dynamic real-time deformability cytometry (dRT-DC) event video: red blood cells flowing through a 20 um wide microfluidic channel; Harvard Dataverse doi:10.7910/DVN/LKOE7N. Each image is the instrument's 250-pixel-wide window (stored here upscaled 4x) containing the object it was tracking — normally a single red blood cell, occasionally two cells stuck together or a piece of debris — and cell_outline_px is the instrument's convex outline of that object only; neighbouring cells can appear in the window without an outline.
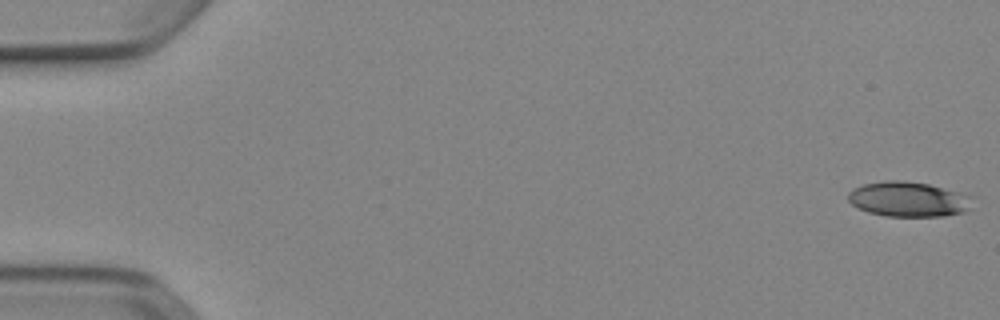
{"species": "Egyptian fruit bat (a non-hibernating species)", "species_latin": "Rousettus aegyptiacus", "temperature_condition": "cold", "stored_images_in_passage": 52, "camera_frame_rate_fps": 3000, "um_per_image_px": 0.085, "animal": {"sex": "female"}, "frame": {"image": 1, "passage_image": 1, "time_ms": 0.0, "image_size_px": [1000, 320], "cell_outline_px": [[972, 208], [964, 212], [944, 216], [884, 216], [868, 212], [852, 204], [848, 200], [848, 192], [852, 188], [864, 184], [884, 180], [904, 180], [928, 184], [972, 196]], "centroid_in_image_um": [77.21, 16.93], "position_along_channel_um": 7.8, "area_um2": 25.43}}
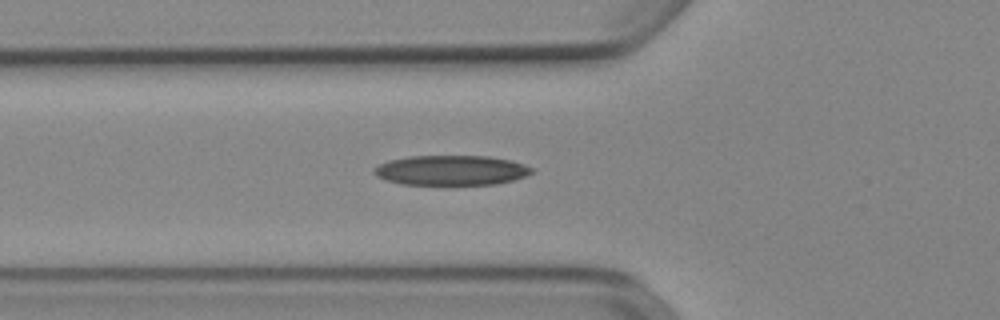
{"frame": {"image": 2, "passage_image": 19, "time_ms": 6.0, "image_size_px": [1000, 320], "cell_outline_px": [[536, 172], [512, 180], [496, 184], [404, 184], [384, 180], [376, 176], [372, 172], [372, 168], [388, 160], [408, 156], [488, 156], [512, 160], [536, 168]], "centroid_in_image_um": [38.36, 14.46], "position_along_channel_um": 87.4, "area_um2": 27.69}}
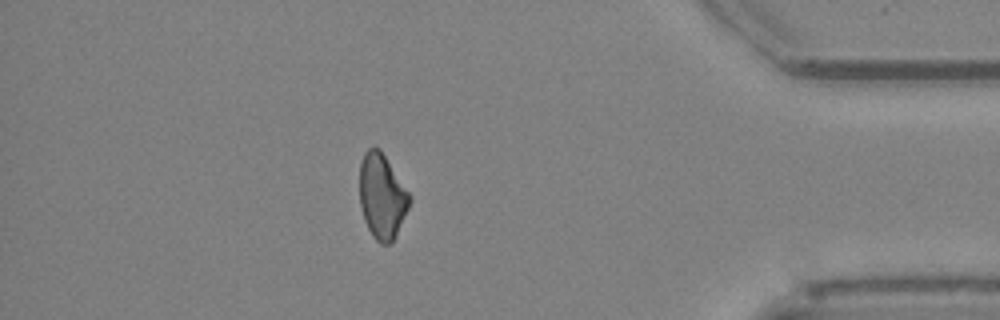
{"frame": {"image": 3, "passage_image": 46, "time_ms": 15.0, "image_size_px": [1000, 320], "cell_outline_px": [[412, 200], [392, 244], [380, 244], [372, 236], [364, 220], [360, 204], [360, 164], [364, 152], [368, 148], [380, 148], [412, 196]], "centroid_in_image_um": [32.48, 16.7], "position_along_channel_um": 402.7, "area_um2": 24.91}, "authors_computed_cell_mechanics": {"area_um2": 25.9811, "velocity_mm_per_s": 3.9088, "shape_relaxation_time_tau1_ms": 7.6335, "shape_relaxation_time_tau2_ms": null, "deformation_change_tau1": 0.1635, "deformation_change_tau2": null}}